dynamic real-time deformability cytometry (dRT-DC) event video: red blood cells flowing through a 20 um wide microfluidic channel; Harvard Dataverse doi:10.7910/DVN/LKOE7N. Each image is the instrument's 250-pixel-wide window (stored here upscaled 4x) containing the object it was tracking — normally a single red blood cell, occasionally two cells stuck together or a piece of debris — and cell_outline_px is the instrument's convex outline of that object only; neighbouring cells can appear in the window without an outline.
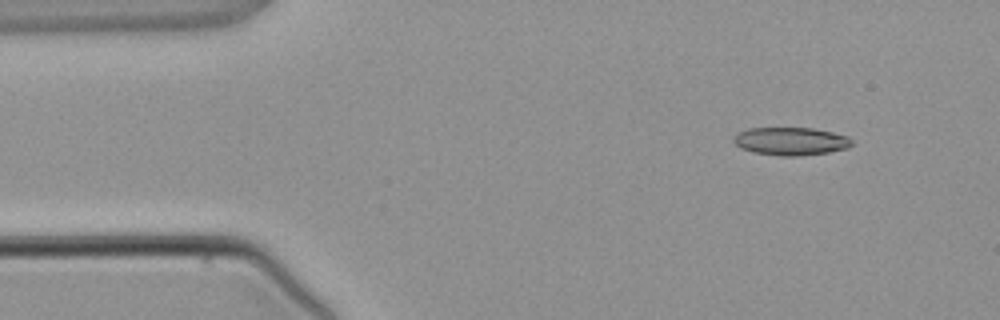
{"species": "common noctule bat (a hibernating species)", "species_latin": "Nyctalus noctula", "temperature_condition": "warm", "stored_images_in_passage": 4, "camera_frame_rate_fps": 3000, "um_per_image_px": 0.085, "animal": {"sex": "male", "body_mass_g": 21.5, "forearm_length_mm": 52.0}, "frame": {"image": 1, "passage_image": 4, "time_ms": 4.667, "image_size_px": [1000, 320], "cell_outline_px": [[852, 144], [848, 148], [828, 152], [800, 156], [780, 156], [752, 152], [740, 148], [732, 140], [732, 136], [736, 132], [748, 128], [812, 128], [832, 132], [848, 136], [852, 140]], "centroid_in_image_um": [67.17, 12.0], "position_along_channel_um": 17.8, "area_um2": 19.48}}